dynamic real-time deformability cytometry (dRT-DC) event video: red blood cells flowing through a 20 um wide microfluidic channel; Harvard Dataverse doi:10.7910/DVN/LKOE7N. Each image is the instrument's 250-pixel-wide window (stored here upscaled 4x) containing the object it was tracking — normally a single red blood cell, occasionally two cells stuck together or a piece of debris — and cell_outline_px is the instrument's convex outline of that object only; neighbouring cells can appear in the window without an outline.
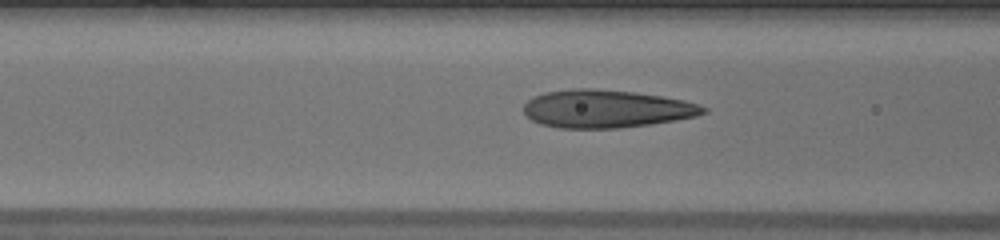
{"species": "human", "species_latin": "Homo sapiens", "temperature_condition": "warm", "stored_images_in_passage": 18, "camera_frame_rate_fps": 3000, "um_per_image_px": 0.085, "donor": {"sex": "male"}, "frame": {"image": 1, "passage_image": 12, "time_ms": 3.667, "image_size_px": [1000, 240], "cell_outline_px": [[708, 112], [696, 116], [676, 120], [652, 124], [620, 128], [560, 128], [540, 124], [532, 120], [524, 112], [524, 104], [532, 96], [544, 92], [572, 88], [592, 88], [632, 92], [660, 96], [684, 100], [708, 108]], "centroid_in_image_um": [51.51, 9.25], "position_along_channel_um": 115.1, "area_um2": 39.77}}
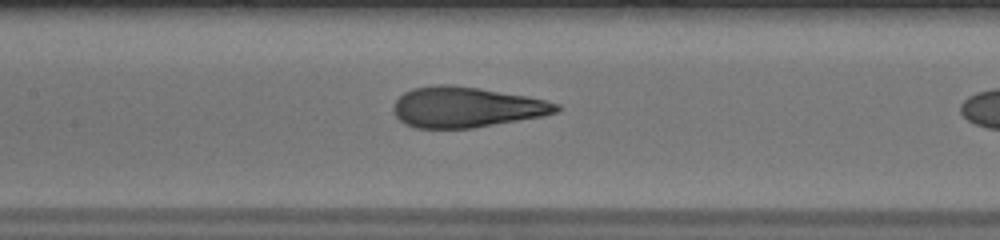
{"frame": {"image": 2, "passage_image": 16, "time_ms": 5.0, "image_size_px": [1000, 240], "cell_outline_px": [[560, 108], [556, 112], [540, 116], [472, 128], [416, 128], [404, 124], [392, 112], [392, 108], [396, 100], [404, 92], [412, 88], [440, 84], [448, 84], [480, 88], [528, 96], [560, 104]], "centroid_in_image_um": [39.58, 9.1], "position_along_channel_um": 167.8, "area_um2": 38.32}}